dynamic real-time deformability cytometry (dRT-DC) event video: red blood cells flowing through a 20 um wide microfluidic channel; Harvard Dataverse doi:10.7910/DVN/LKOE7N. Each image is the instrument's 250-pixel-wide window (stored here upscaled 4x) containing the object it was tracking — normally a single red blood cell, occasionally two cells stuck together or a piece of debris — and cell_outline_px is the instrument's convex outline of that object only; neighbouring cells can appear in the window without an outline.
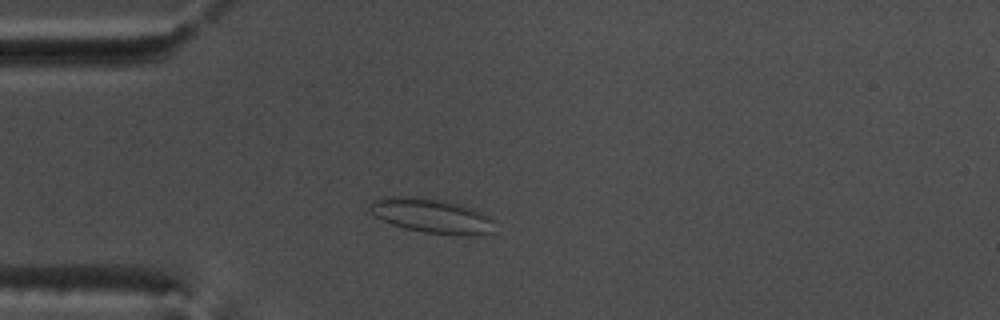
{"species": "common noctule bat (a hibernating species)", "species_latin": "Nyctalus noctula", "temperature_condition": "warm", "stored_images_in_passage": 48, "camera_frame_rate_fps": 3000, "um_per_image_px": 0.085, "animal": {"sex": "male", "body_mass_g": 17.5, "forearm_length_mm": 52.3}, "frame": {"image": 1, "passage_image": 9, "time_ms": 2.667, "image_size_px": [1000, 320], "cell_outline_px": [[492, 232], [476, 236], [472, 236], [424, 232], [404, 228], [392, 224], [376, 216], [368, 208], [368, 204], [372, 200], [384, 196], [412, 196], [444, 200], [472, 208], [488, 216], [492, 220]], "centroid_in_image_um": [36.64, 18.33], "position_along_channel_um": 48.4, "area_um2": 25.03}}
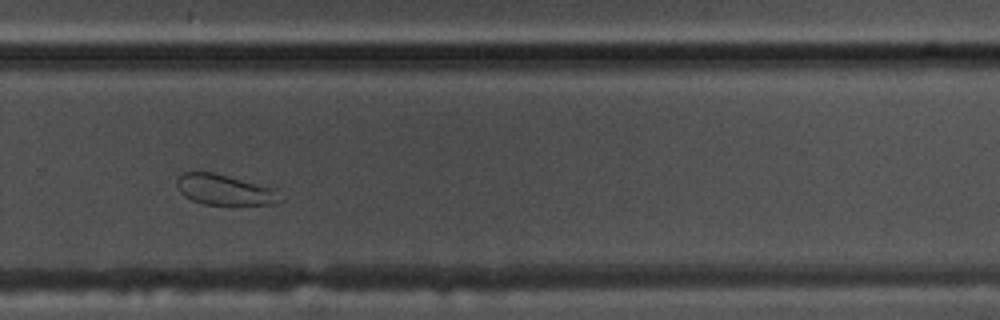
{"frame": {"image": 2, "passage_image": 31, "time_ms": 10.0, "image_size_px": [1000, 320], "cell_outline_px": [[284, 200], [276, 204], [204, 204], [192, 200], [184, 196], [180, 192], [176, 184], [176, 180], [184, 172], [212, 172], [272, 188]], "centroid_in_image_um": [19.06, 16.14], "position_along_channel_um": 310.7, "area_um2": 17.98}}
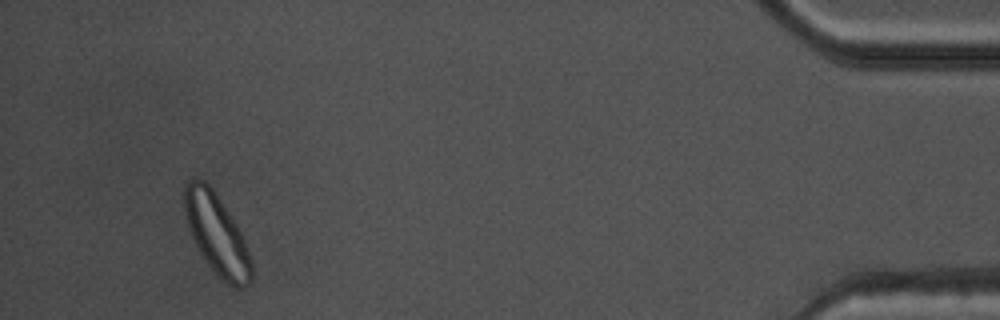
{"frame": {"image": 3, "passage_image": 45, "time_ms": 14.667, "image_size_px": [1000, 320], "cell_outline_px": [[252, 280], [244, 288], [236, 288], [228, 284], [216, 276], [200, 252], [192, 236], [188, 224], [184, 208], [184, 184], [192, 180], [204, 180], [212, 188], [236, 224], [244, 240], [252, 260]], "centroid_in_image_um": [18.44, 19.96], "position_along_channel_um": 416.8, "area_um2": 31.04}}